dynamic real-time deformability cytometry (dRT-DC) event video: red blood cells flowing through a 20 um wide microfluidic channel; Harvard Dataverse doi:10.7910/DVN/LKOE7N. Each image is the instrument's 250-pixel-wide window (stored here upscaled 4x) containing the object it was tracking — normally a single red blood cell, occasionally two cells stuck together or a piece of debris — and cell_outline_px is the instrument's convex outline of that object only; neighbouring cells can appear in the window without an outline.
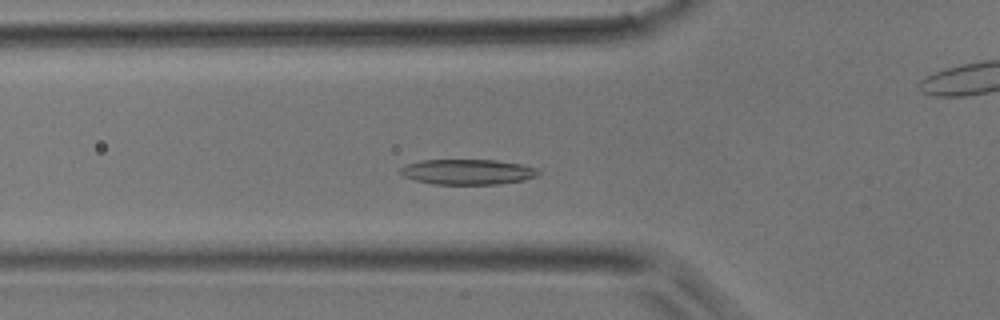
{"species": "common noctule bat (a hibernating species)", "species_latin": "Nyctalus noctula", "temperature_condition": "room temperature", "stored_images_in_passage": 30, "camera_frame_rate_fps": 3000, "um_per_image_px": 0.085, "animal": {"sex": "male", "body_mass_g": 17.9}, "frame": {"image": 1, "passage_image": 2, "time_ms": 0.333, "image_size_px": [1000, 320], "cell_outline_px": [[540, 172], [536, 176], [524, 180], [500, 184], [432, 184], [416, 180], [404, 176], [400, 172], [400, 168], [408, 164], [420, 160], [496, 160], [520, 164], [536, 168]], "centroid_in_image_um": [39.75, 14.61], "position_along_channel_um": 86.0, "area_um2": 20.23}}
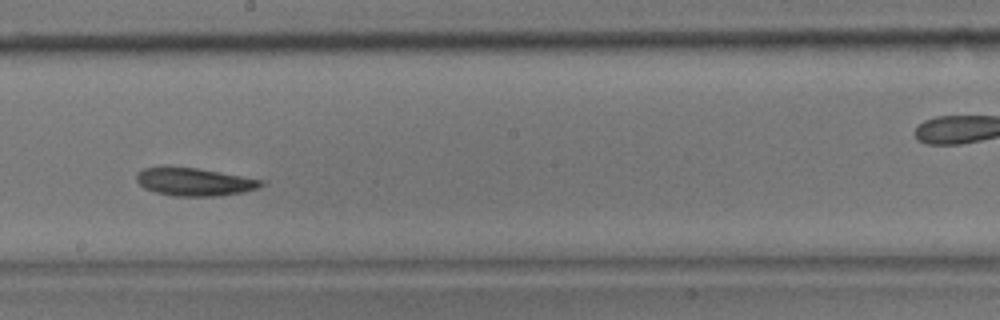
{"frame": {"image": 2, "passage_image": 11, "time_ms": 3.333, "image_size_px": [1000, 320], "cell_outline_px": [[268, 184], [260, 188], [244, 192], [220, 196], [172, 196], [156, 192], [144, 188], [136, 180], [136, 172], [144, 168], [196, 168], [220, 172], [264, 180]], "centroid_in_image_um": [16.6, 15.48], "position_along_channel_um": 231.6, "area_um2": 20.23}}
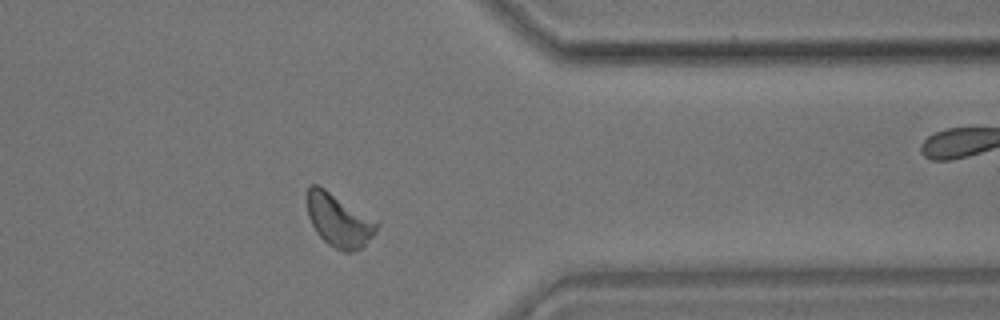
{"frame": {"image": 3, "passage_image": 21, "time_ms": 6.667, "image_size_px": [1000, 320], "cell_outline_px": [[380, 224], [376, 232], [364, 248], [352, 252], [344, 252], [328, 244], [316, 232], [308, 216], [308, 184], [316, 184], [324, 188], [380, 220]], "centroid_in_image_um": [28.88, 18.74], "position_along_channel_um": 382.5, "area_um2": 21.96}}